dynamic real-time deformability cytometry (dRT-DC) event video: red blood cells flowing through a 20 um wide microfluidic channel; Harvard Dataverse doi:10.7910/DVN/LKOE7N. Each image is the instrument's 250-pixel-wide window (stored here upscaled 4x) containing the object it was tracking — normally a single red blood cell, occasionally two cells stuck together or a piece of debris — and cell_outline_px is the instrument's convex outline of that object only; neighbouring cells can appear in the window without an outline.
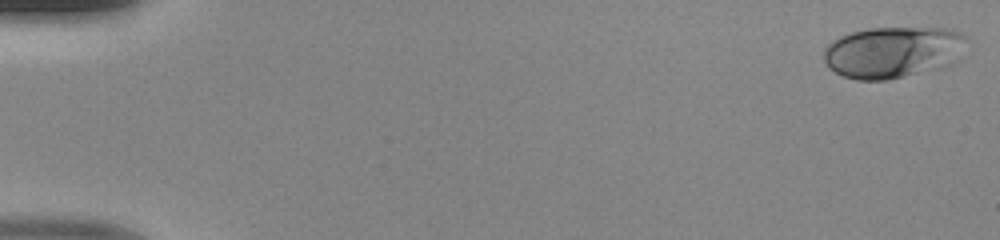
{"species": "human", "species_latin": "Homo sapiens", "temperature_condition": "room temperature", "stored_images_in_passage": 48, "camera_frame_rate_fps": 3000, "um_per_image_px": 0.085, "donor": {"sex": "male"}, "frame": {"image": 1, "passage_image": 1, "time_ms": 0.0, "image_size_px": [1000, 240], "cell_outline_px": [[968, 36], [960, 60], [956, 64], [888, 80], [856, 80], [844, 76], [828, 68], [824, 60], [824, 48], [832, 40], [840, 36], [852, 32], [868, 28], [952, 28]], "centroid_in_image_um": [75.95, 4.43], "position_along_channel_um": 9.0, "area_um2": 43.52}}
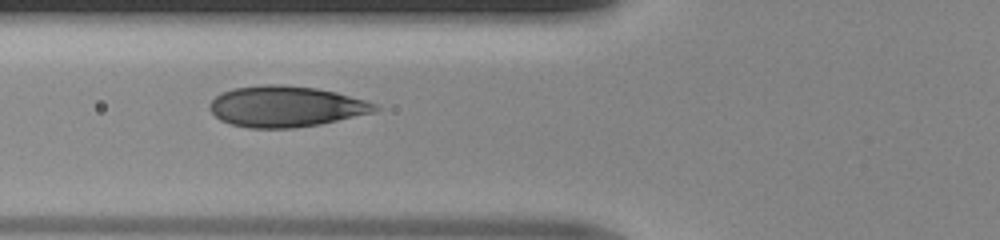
{"frame": {"image": 2, "passage_image": 19, "time_ms": 6.0, "image_size_px": [1000, 240], "cell_outline_px": [[384, 108], [376, 112], [320, 124], [296, 128], [248, 128], [232, 124], [220, 120], [208, 108], [208, 104], [216, 96], [232, 88], [264, 84], [284, 84], [316, 88], [336, 92], [364, 100], [376, 104]], "centroid_in_image_um": [24.32, 9.05], "position_along_channel_um": 101.5, "area_um2": 39.65}}
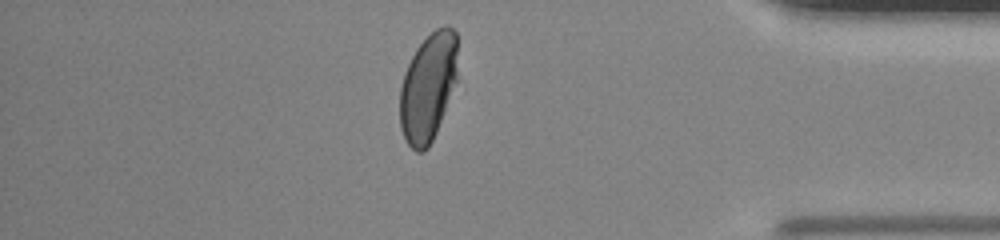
{"frame": {"image": 3, "passage_image": 42, "time_ms": 13.667, "image_size_px": [1000, 240], "cell_outline_px": [[456, 80], [436, 132], [428, 148], [424, 152], [416, 152], [408, 144], [400, 128], [400, 88], [404, 72], [416, 48], [436, 28], [444, 24], [448, 24], [456, 32]], "centroid_in_image_um": [36.36, 7.41], "position_along_channel_um": 398.8, "area_um2": 36.13}}